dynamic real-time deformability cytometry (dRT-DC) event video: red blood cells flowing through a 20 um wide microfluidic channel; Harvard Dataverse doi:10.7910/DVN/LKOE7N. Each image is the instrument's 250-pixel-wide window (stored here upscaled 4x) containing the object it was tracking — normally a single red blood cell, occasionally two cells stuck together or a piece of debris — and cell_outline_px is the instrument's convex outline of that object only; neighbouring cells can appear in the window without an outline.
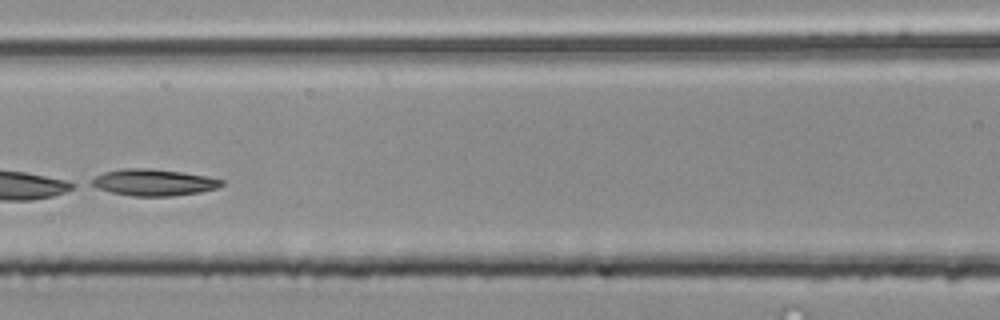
{"species": "common noctule bat (a hibernating species)", "species_latin": "Nyctalus noctula", "temperature_condition": "room temperature", "stored_images_in_passage": 14, "camera_frame_rate_fps": 3000, "um_per_image_px": 0.085, "animal": {"sex": "male", "body_mass_g": 20.4}, "frame": {"image": 1, "passage_image": 12, "time_ms": 3.667, "image_size_px": [1000, 320], "cell_outline_px": [[224, 184], [220, 188], [200, 192], [172, 196], [132, 196], [112, 192], [96, 188], [88, 184], [96, 176], [104, 172], [120, 168], [152, 168], [184, 172], [208, 176], [224, 180]], "centroid_in_image_um": [13.08, 15.5], "position_along_channel_um": 153.5, "area_um2": 20.46}}